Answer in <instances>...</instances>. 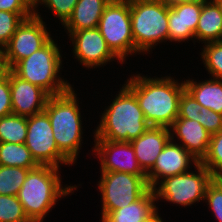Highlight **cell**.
Instances as JSON below:
<instances>
[{
    "label": "cell",
    "instance_id": "cell-16",
    "mask_svg": "<svg viewBox=\"0 0 222 222\" xmlns=\"http://www.w3.org/2000/svg\"><path fill=\"white\" fill-rule=\"evenodd\" d=\"M201 10L202 2L168 5V40L184 42L195 38Z\"/></svg>",
    "mask_w": 222,
    "mask_h": 222
},
{
    "label": "cell",
    "instance_id": "cell-2",
    "mask_svg": "<svg viewBox=\"0 0 222 222\" xmlns=\"http://www.w3.org/2000/svg\"><path fill=\"white\" fill-rule=\"evenodd\" d=\"M117 95L102 113L95 140L130 142L150 127L135 94L125 84Z\"/></svg>",
    "mask_w": 222,
    "mask_h": 222
},
{
    "label": "cell",
    "instance_id": "cell-14",
    "mask_svg": "<svg viewBox=\"0 0 222 222\" xmlns=\"http://www.w3.org/2000/svg\"><path fill=\"white\" fill-rule=\"evenodd\" d=\"M174 142V136H171V139L157 156L152 169L146 174L147 183L151 189L157 187L159 180L187 172L190 167L189 164L198 163V160L182 145Z\"/></svg>",
    "mask_w": 222,
    "mask_h": 222
},
{
    "label": "cell",
    "instance_id": "cell-26",
    "mask_svg": "<svg viewBox=\"0 0 222 222\" xmlns=\"http://www.w3.org/2000/svg\"><path fill=\"white\" fill-rule=\"evenodd\" d=\"M215 178H222V131L212 134L207 154L200 161Z\"/></svg>",
    "mask_w": 222,
    "mask_h": 222
},
{
    "label": "cell",
    "instance_id": "cell-8",
    "mask_svg": "<svg viewBox=\"0 0 222 222\" xmlns=\"http://www.w3.org/2000/svg\"><path fill=\"white\" fill-rule=\"evenodd\" d=\"M194 167L198 173L187 171L161 180L158 188H153L156 199L163 198L185 207L204 200L207 187L215 177L200 162Z\"/></svg>",
    "mask_w": 222,
    "mask_h": 222
},
{
    "label": "cell",
    "instance_id": "cell-7",
    "mask_svg": "<svg viewBox=\"0 0 222 222\" xmlns=\"http://www.w3.org/2000/svg\"><path fill=\"white\" fill-rule=\"evenodd\" d=\"M98 29L110 50L124 63L137 53L131 28L130 0H112L106 6Z\"/></svg>",
    "mask_w": 222,
    "mask_h": 222
},
{
    "label": "cell",
    "instance_id": "cell-13",
    "mask_svg": "<svg viewBox=\"0 0 222 222\" xmlns=\"http://www.w3.org/2000/svg\"><path fill=\"white\" fill-rule=\"evenodd\" d=\"M94 152L101 160V172H125L146 176L128 141L95 140Z\"/></svg>",
    "mask_w": 222,
    "mask_h": 222
},
{
    "label": "cell",
    "instance_id": "cell-40",
    "mask_svg": "<svg viewBox=\"0 0 222 222\" xmlns=\"http://www.w3.org/2000/svg\"><path fill=\"white\" fill-rule=\"evenodd\" d=\"M25 222H43L42 220H37V219H28Z\"/></svg>",
    "mask_w": 222,
    "mask_h": 222
},
{
    "label": "cell",
    "instance_id": "cell-35",
    "mask_svg": "<svg viewBox=\"0 0 222 222\" xmlns=\"http://www.w3.org/2000/svg\"><path fill=\"white\" fill-rule=\"evenodd\" d=\"M0 11L34 13V9L25 0H0Z\"/></svg>",
    "mask_w": 222,
    "mask_h": 222
},
{
    "label": "cell",
    "instance_id": "cell-3",
    "mask_svg": "<svg viewBox=\"0 0 222 222\" xmlns=\"http://www.w3.org/2000/svg\"><path fill=\"white\" fill-rule=\"evenodd\" d=\"M58 171V167L39 165L28 172L17 194L28 219L43 221L45 215L56 205L58 198L76 189V186L62 187Z\"/></svg>",
    "mask_w": 222,
    "mask_h": 222
},
{
    "label": "cell",
    "instance_id": "cell-1",
    "mask_svg": "<svg viewBox=\"0 0 222 222\" xmlns=\"http://www.w3.org/2000/svg\"><path fill=\"white\" fill-rule=\"evenodd\" d=\"M125 85L135 94L139 106L150 126L170 128L178 117L179 99L185 90L170 76L148 78L133 75Z\"/></svg>",
    "mask_w": 222,
    "mask_h": 222
},
{
    "label": "cell",
    "instance_id": "cell-24",
    "mask_svg": "<svg viewBox=\"0 0 222 222\" xmlns=\"http://www.w3.org/2000/svg\"><path fill=\"white\" fill-rule=\"evenodd\" d=\"M27 136V117L9 114L0 118V143H25Z\"/></svg>",
    "mask_w": 222,
    "mask_h": 222
},
{
    "label": "cell",
    "instance_id": "cell-31",
    "mask_svg": "<svg viewBox=\"0 0 222 222\" xmlns=\"http://www.w3.org/2000/svg\"><path fill=\"white\" fill-rule=\"evenodd\" d=\"M202 106L185 89L179 99L178 117L176 119H190L197 121Z\"/></svg>",
    "mask_w": 222,
    "mask_h": 222
},
{
    "label": "cell",
    "instance_id": "cell-25",
    "mask_svg": "<svg viewBox=\"0 0 222 222\" xmlns=\"http://www.w3.org/2000/svg\"><path fill=\"white\" fill-rule=\"evenodd\" d=\"M30 170L0 165V195L17 196Z\"/></svg>",
    "mask_w": 222,
    "mask_h": 222
},
{
    "label": "cell",
    "instance_id": "cell-19",
    "mask_svg": "<svg viewBox=\"0 0 222 222\" xmlns=\"http://www.w3.org/2000/svg\"><path fill=\"white\" fill-rule=\"evenodd\" d=\"M222 36V0L202 2L195 39L203 43L216 42Z\"/></svg>",
    "mask_w": 222,
    "mask_h": 222
},
{
    "label": "cell",
    "instance_id": "cell-20",
    "mask_svg": "<svg viewBox=\"0 0 222 222\" xmlns=\"http://www.w3.org/2000/svg\"><path fill=\"white\" fill-rule=\"evenodd\" d=\"M111 0H78L71 16L63 24L68 32L96 28Z\"/></svg>",
    "mask_w": 222,
    "mask_h": 222
},
{
    "label": "cell",
    "instance_id": "cell-27",
    "mask_svg": "<svg viewBox=\"0 0 222 222\" xmlns=\"http://www.w3.org/2000/svg\"><path fill=\"white\" fill-rule=\"evenodd\" d=\"M201 57L211 77L222 79V42L206 43Z\"/></svg>",
    "mask_w": 222,
    "mask_h": 222
},
{
    "label": "cell",
    "instance_id": "cell-12",
    "mask_svg": "<svg viewBox=\"0 0 222 222\" xmlns=\"http://www.w3.org/2000/svg\"><path fill=\"white\" fill-rule=\"evenodd\" d=\"M73 44L74 56L84 67L103 66L116 60L123 62L110 50L98 27L69 32ZM114 58V59H113ZM111 60V61H110Z\"/></svg>",
    "mask_w": 222,
    "mask_h": 222
},
{
    "label": "cell",
    "instance_id": "cell-5",
    "mask_svg": "<svg viewBox=\"0 0 222 222\" xmlns=\"http://www.w3.org/2000/svg\"><path fill=\"white\" fill-rule=\"evenodd\" d=\"M61 58L59 47L51 38L42 48L20 60L11 70L21 79L41 87L50 96L59 95L72 87L58 75Z\"/></svg>",
    "mask_w": 222,
    "mask_h": 222
},
{
    "label": "cell",
    "instance_id": "cell-18",
    "mask_svg": "<svg viewBox=\"0 0 222 222\" xmlns=\"http://www.w3.org/2000/svg\"><path fill=\"white\" fill-rule=\"evenodd\" d=\"M171 136H177L182 145L198 162L207 154L211 134L197 121L175 119L170 127Z\"/></svg>",
    "mask_w": 222,
    "mask_h": 222
},
{
    "label": "cell",
    "instance_id": "cell-32",
    "mask_svg": "<svg viewBox=\"0 0 222 222\" xmlns=\"http://www.w3.org/2000/svg\"><path fill=\"white\" fill-rule=\"evenodd\" d=\"M10 69L0 71V118L12 114Z\"/></svg>",
    "mask_w": 222,
    "mask_h": 222
},
{
    "label": "cell",
    "instance_id": "cell-21",
    "mask_svg": "<svg viewBox=\"0 0 222 222\" xmlns=\"http://www.w3.org/2000/svg\"><path fill=\"white\" fill-rule=\"evenodd\" d=\"M155 201L157 199L154 190L150 188L135 202L108 212L101 220L102 222H142L157 211Z\"/></svg>",
    "mask_w": 222,
    "mask_h": 222
},
{
    "label": "cell",
    "instance_id": "cell-15",
    "mask_svg": "<svg viewBox=\"0 0 222 222\" xmlns=\"http://www.w3.org/2000/svg\"><path fill=\"white\" fill-rule=\"evenodd\" d=\"M10 92L13 114L23 117L43 112L50 97L41 87L21 79L11 69Z\"/></svg>",
    "mask_w": 222,
    "mask_h": 222
},
{
    "label": "cell",
    "instance_id": "cell-23",
    "mask_svg": "<svg viewBox=\"0 0 222 222\" xmlns=\"http://www.w3.org/2000/svg\"><path fill=\"white\" fill-rule=\"evenodd\" d=\"M0 165L31 170L39 166L24 143L9 142L0 143Z\"/></svg>",
    "mask_w": 222,
    "mask_h": 222
},
{
    "label": "cell",
    "instance_id": "cell-39",
    "mask_svg": "<svg viewBox=\"0 0 222 222\" xmlns=\"http://www.w3.org/2000/svg\"><path fill=\"white\" fill-rule=\"evenodd\" d=\"M3 69L2 65V50L0 49V71Z\"/></svg>",
    "mask_w": 222,
    "mask_h": 222
},
{
    "label": "cell",
    "instance_id": "cell-17",
    "mask_svg": "<svg viewBox=\"0 0 222 222\" xmlns=\"http://www.w3.org/2000/svg\"><path fill=\"white\" fill-rule=\"evenodd\" d=\"M170 128L150 126L138 138L130 141L141 169L147 174L156 162L157 156L171 139Z\"/></svg>",
    "mask_w": 222,
    "mask_h": 222
},
{
    "label": "cell",
    "instance_id": "cell-10",
    "mask_svg": "<svg viewBox=\"0 0 222 222\" xmlns=\"http://www.w3.org/2000/svg\"><path fill=\"white\" fill-rule=\"evenodd\" d=\"M37 12L34 10L31 17L22 21L2 49L3 69H12L20 60L29 57L51 39L45 22Z\"/></svg>",
    "mask_w": 222,
    "mask_h": 222
},
{
    "label": "cell",
    "instance_id": "cell-4",
    "mask_svg": "<svg viewBox=\"0 0 222 222\" xmlns=\"http://www.w3.org/2000/svg\"><path fill=\"white\" fill-rule=\"evenodd\" d=\"M71 87L68 91L50 96L44 112L48 115L59 151L73 164L82 141V120L78 98Z\"/></svg>",
    "mask_w": 222,
    "mask_h": 222
},
{
    "label": "cell",
    "instance_id": "cell-38",
    "mask_svg": "<svg viewBox=\"0 0 222 222\" xmlns=\"http://www.w3.org/2000/svg\"><path fill=\"white\" fill-rule=\"evenodd\" d=\"M34 10L37 8V3L39 0H25Z\"/></svg>",
    "mask_w": 222,
    "mask_h": 222
},
{
    "label": "cell",
    "instance_id": "cell-33",
    "mask_svg": "<svg viewBox=\"0 0 222 222\" xmlns=\"http://www.w3.org/2000/svg\"><path fill=\"white\" fill-rule=\"evenodd\" d=\"M77 2L78 0H39L37 5L45 4V7L53 11L61 23L64 24L71 16Z\"/></svg>",
    "mask_w": 222,
    "mask_h": 222
},
{
    "label": "cell",
    "instance_id": "cell-37",
    "mask_svg": "<svg viewBox=\"0 0 222 222\" xmlns=\"http://www.w3.org/2000/svg\"><path fill=\"white\" fill-rule=\"evenodd\" d=\"M142 222H163V221L159 217L158 211H156L153 215H151L149 218L145 219Z\"/></svg>",
    "mask_w": 222,
    "mask_h": 222
},
{
    "label": "cell",
    "instance_id": "cell-11",
    "mask_svg": "<svg viewBox=\"0 0 222 222\" xmlns=\"http://www.w3.org/2000/svg\"><path fill=\"white\" fill-rule=\"evenodd\" d=\"M39 165L60 167L72 163L59 151L48 115L41 113L27 117V136L24 143Z\"/></svg>",
    "mask_w": 222,
    "mask_h": 222
},
{
    "label": "cell",
    "instance_id": "cell-22",
    "mask_svg": "<svg viewBox=\"0 0 222 222\" xmlns=\"http://www.w3.org/2000/svg\"><path fill=\"white\" fill-rule=\"evenodd\" d=\"M185 89L203 107L222 114V79H209L197 83L184 81Z\"/></svg>",
    "mask_w": 222,
    "mask_h": 222
},
{
    "label": "cell",
    "instance_id": "cell-9",
    "mask_svg": "<svg viewBox=\"0 0 222 222\" xmlns=\"http://www.w3.org/2000/svg\"><path fill=\"white\" fill-rule=\"evenodd\" d=\"M98 182L102 197L101 219L110 211L124 208L138 200L149 189L147 176L125 172H101Z\"/></svg>",
    "mask_w": 222,
    "mask_h": 222
},
{
    "label": "cell",
    "instance_id": "cell-30",
    "mask_svg": "<svg viewBox=\"0 0 222 222\" xmlns=\"http://www.w3.org/2000/svg\"><path fill=\"white\" fill-rule=\"evenodd\" d=\"M204 200L208 201L214 216L222 222V178H214L208 185Z\"/></svg>",
    "mask_w": 222,
    "mask_h": 222
},
{
    "label": "cell",
    "instance_id": "cell-34",
    "mask_svg": "<svg viewBox=\"0 0 222 222\" xmlns=\"http://www.w3.org/2000/svg\"><path fill=\"white\" fill-rule=\"evenodd\" d=\"M197 122H199L211 135L222 131V114L202 106Z\"/></svg>",
    "mask_w": 222,
    "mask_h": 222
},
{
    "label": "cell",
    "instance_id": "cell-28",
    "mask_svg": "<svg viewBox=\"0 0 222 222\" xmlns=\"http://www.w3.org/2000/svg\"><path fill=\"white\" fill-rule=\"evenodd\" d=\"M34 13H14L0 11V49L2 50L9 42L12 35L24 19L31 17Z\"/></svg>",
    "mask_w": 222,
    "mask_h": 222
},
{
    "label": "cell",
    "instance_id": "cell-36",
    "mask_svg": "<svg viewBox=\"0 0 222 222\" xmlns=\"http://www.w3.org/2000/svg\"><path fill=\"white\" fill-rule=\"evenodd\" d=\"M169 6L187 2H204L206 0H164Z\"/></svg>",
    "mask_w": 222,
    "mask_h": 222
},
{
    "label": "cell",
    "instance_id": "cell-29",
    "mask_svg": "<svg viewBox=\"0 0 222 222\" xmlns=\"http://www.w3.org/2000/svg\"><path fill=\"white\" fill-rule=\"evenodd\" d=\"M28 217L17 196L0 195V222H25Z\"/></svg>",
    "mask_w": 222,
    "mask_h": 222
},
{
    "label": "cell",
    "instance_id": "cell-6",
    "mask_svg": "<svg viewBox=\"0 0 222 222\" xmlns=\"http://www.w3.org/2000/svg\"><path fill=\"white\" fill-rule=\"evenodd\" d=\"M130 15L138 53L168 40V4L164 0H130Z\"/></svg>",
    "mask_w": 222,
    "mask_h": 222
}]
</instances>
